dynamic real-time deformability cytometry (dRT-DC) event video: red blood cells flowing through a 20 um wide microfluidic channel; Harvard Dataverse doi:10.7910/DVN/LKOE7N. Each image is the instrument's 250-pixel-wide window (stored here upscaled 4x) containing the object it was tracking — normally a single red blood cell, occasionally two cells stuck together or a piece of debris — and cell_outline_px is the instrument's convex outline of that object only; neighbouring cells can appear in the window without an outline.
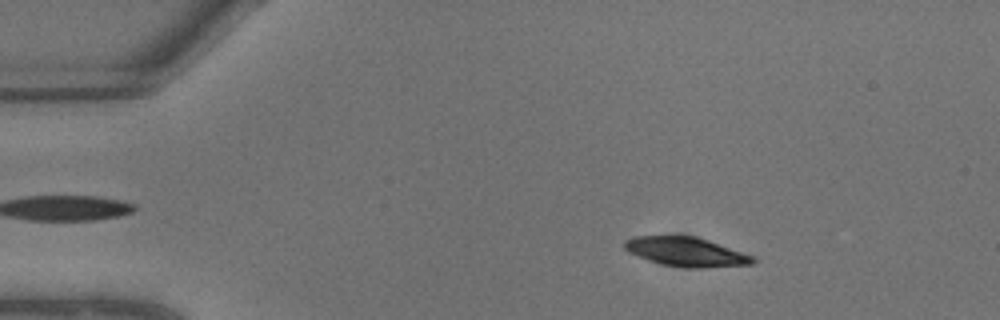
{"species": "common noctule bat (a hibernating species)", "species_latin": "Nyctalus noctula", "temperature_condition": "warm", "stored_images_in_passage": 6, "camera_frame_rate_fps": 3000, "um_per_image_px": 0.085, "animal": {"sex": "male", "body_mass_g": 13.3}, "frame": {"image": 1, "passage_image": 3, "time_ms": 0.667, "image_size_px": [1000, 320], "cell_outline_px": [[756, 260], [752, 264], [700, 268], [688, 268], [664, 264], [648, 260], [628, 252], [624, 248], [624, 240], [632, 236], [696, 236], [756, 256]], "centroid_in_image_um": [58.34, 21.4], "position_along_channel_um": 26.7, "area_um2": 21.85}}
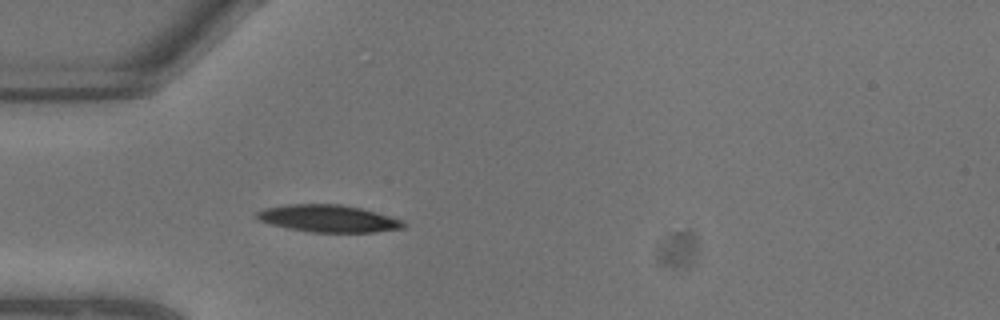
{"frame": {"image": 2, "passage_image": 6, "time_ms": 1.667, "image_size_px": [1000, 320], "cell_outline_px": [[404, 228], [376, 232], [312, 232], [288, 228], [272, 224], [260, 220], [256, 216], [256, 212], [264, 208], [288, 204], [340, 204], [360, 208], [376, 212], [404, 220]], "centroid_in_image_um": [27.93, 18.57], "position_along_channel_um": 57.1, "area_um2": 23.12}}